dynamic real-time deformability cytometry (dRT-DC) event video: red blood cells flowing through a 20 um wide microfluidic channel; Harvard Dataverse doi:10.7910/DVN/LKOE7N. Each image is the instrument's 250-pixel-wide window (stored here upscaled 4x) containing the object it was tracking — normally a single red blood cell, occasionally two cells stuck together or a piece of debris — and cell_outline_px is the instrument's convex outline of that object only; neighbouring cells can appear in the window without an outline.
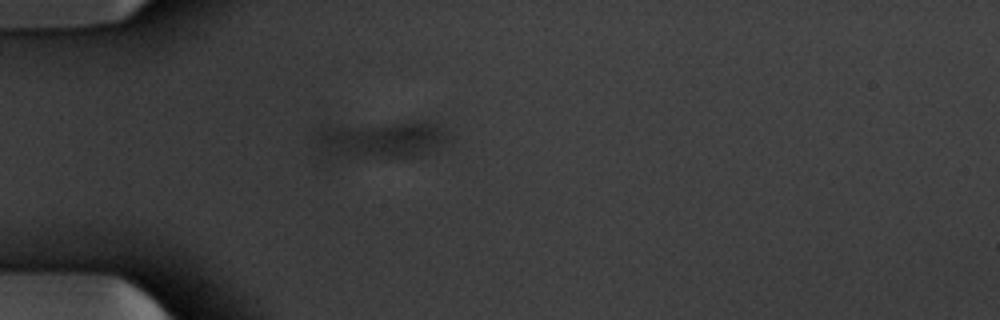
{"species": "common noctule bat (a hibernating species)", "species_latin": "Nyctalus noctula", "temperature_condition": "warm", "stored_images_in_passage": 54, "segment_of_instrument_passage": [1, 3], "camera_frame_rate_fps": 3000, "um_per_image_px": 0.085, "animal": {"sex": "male", "body_mass_g": 20.1, "forearm_length_mm": 53.5}, "frame": {"image": 1, "passage_image": 16, "time_ms": 5.0, "image_size_px": [1000, 320], "cell_outline_px": [[452, 144], [432, 152], [420, 156], [320, 160], [316, 160], [312, 148], [312, 128], [324, 124], [440, 124], [448, 132], [452, 140]], "centroid_in_image_um": [32.07, 11.95], "position_along_channel_um": 52.9, "area_um2": 31.79}}